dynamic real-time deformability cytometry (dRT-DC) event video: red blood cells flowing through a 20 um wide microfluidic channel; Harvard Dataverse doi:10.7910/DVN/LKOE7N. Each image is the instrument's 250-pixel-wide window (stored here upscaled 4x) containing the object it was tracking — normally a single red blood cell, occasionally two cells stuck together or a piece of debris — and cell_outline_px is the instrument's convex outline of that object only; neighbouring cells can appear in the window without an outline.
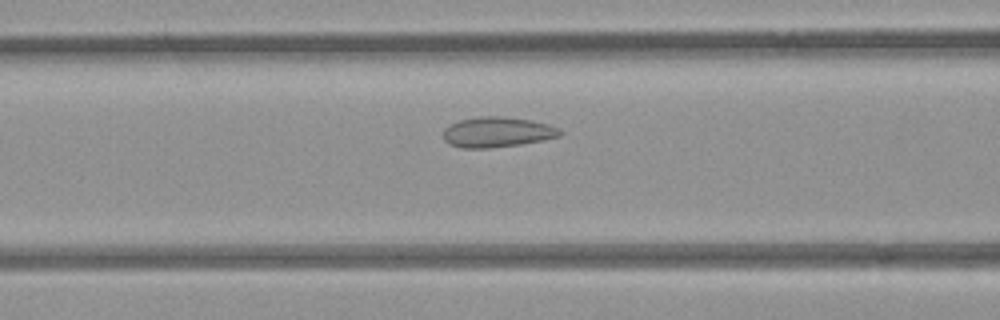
{"species": "common noctule bat (a hibernating species)", "species_latin": "Nyctalus noctula", "temperature_condition": "room temperature", "stored_images_in_passage": 47, "camera_frame_rate_fps": 3000, "um_per_image_px": 0.085, "animal": {"sex": "female", "body_mass_g": 21.9}, "frame": {"image": 1, "passage_image": 17, "time_ms": 5.333, "image_size_px": [1000, 320], "cell_outline_px": [[564, 132], [560, 136], [520, 144], [488, 148], [460, 148], [448, 144], [444, 140], [444, 128], [448, 124], [460, 120], [476, 116], [504, 116], [532, 120], [548, 124], [560, 128]], "centroid_in_image_um": [42.24, 11.22], "position_along_channel_um": 124.4, "area_um2": 20.81}}
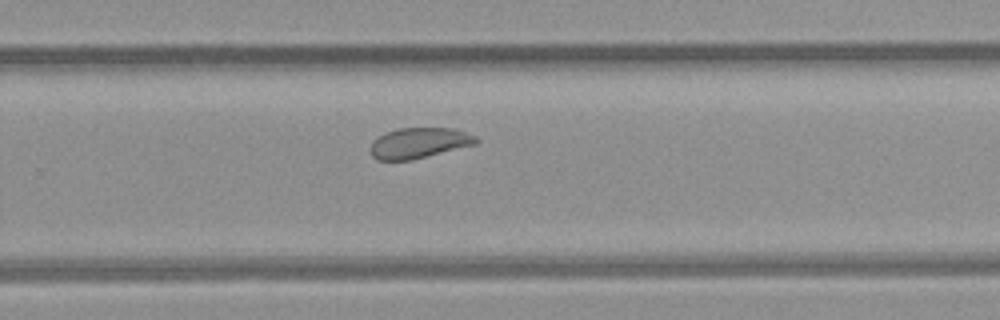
{"frame": {"image": 2, "passage_image": 30, "time_ms": 9.667, "image_size_px": [1000, 320], "cell_outline_px": [[480, 140], [476, 144], [408, 160], [376, 160], [372, 156], [372, 140], [384, 132], [396, 128], [452, 128], [476, 136]], "centroid_in_image_um": [35.59, 12.13], "position_along_channel_um": 294.2, "area_um2": 18.61}}
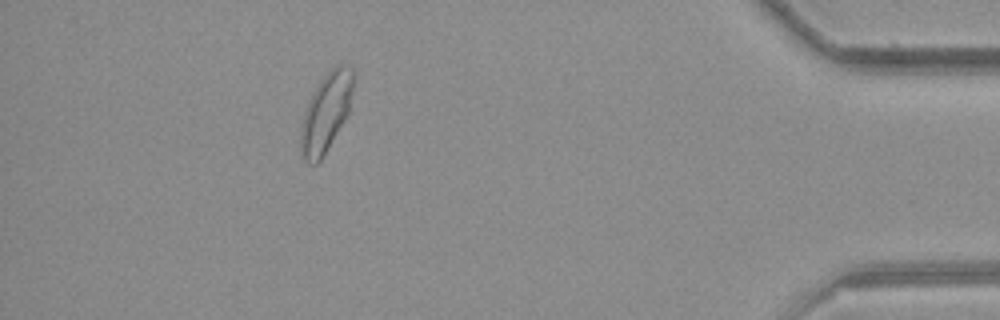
{"frame": {"image": 3, "passage_image": 43, "time_ms": 14.0, "image_size_px": [1000, 320], "cell_outline_px": [[356, 72], [348, 112], [344, 120], [320, 160], [316, 164], [308, 164], [304, 160], [300, 152], [300, 124], [308, 100], [312, 92], [324, 76], [336, 64], [344, 64], [352, 68]], "centroid_in_image_um": [27.69, 9.53], "position_along_channel_um": 407.5, "area_um2": 24.16}, "authors_computed_cell_mechanics": {"area_um2": 20.9814, "velocity_mm_per_s": 3.9303, "shape_relaxation_time_tau1_ms": null, "shape_relaxation_time_tau2_ms": 1.2481, "deformation_change_tau1": null, "deformation_change_tau2": 0.0624}}